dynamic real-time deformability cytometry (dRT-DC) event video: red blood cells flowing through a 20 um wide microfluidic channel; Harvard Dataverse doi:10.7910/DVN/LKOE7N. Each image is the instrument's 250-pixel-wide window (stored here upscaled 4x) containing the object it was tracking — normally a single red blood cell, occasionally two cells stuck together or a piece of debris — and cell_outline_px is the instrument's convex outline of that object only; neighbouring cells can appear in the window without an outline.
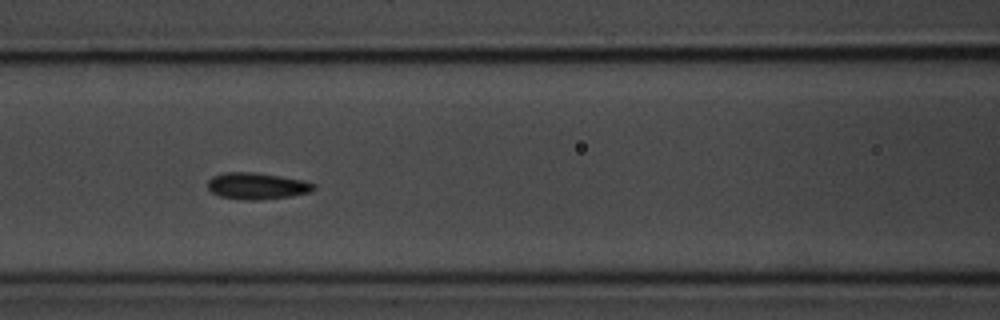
{"species": "common noctule bat (a hibernating species)", "species_latin": "Nyctalus noctula", "temperature_condition": "room temperature", "stored_images_in_passage": 24, "camera_frame_rate_fps": 3000, "um_per_image_px": 0.085, "animal": {"sex": "male", "body_mass_g": 20.1, "forearm_length_mm": 53.5}, "frame": {"image": 1, "passage_image": 14, "time_ms": 4.333, "image_size_px": [1000, 320], "cell_outline_px": [[316, 188], [308, 192], [292, 196], [260, 200], [244, 200], [220, 196], [212, 192], [208, 188], [208, 180], [212, 176], [224, 172], [256, 172], [304, 180], [316, 184]], "centroid_in_image_um": [21.84, 15.8], "position_along_channel_um": 144.8, "area_um2": 16.53}}
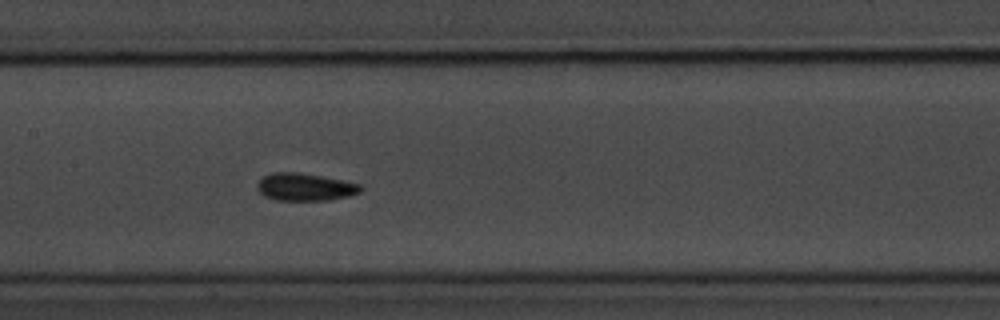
{"frame": {"image": 2, "passage_image": 17, "time_ms": 5.333, "image_size_px": [1000, 320], "cell_outline_px": [[364, 188], [360, 192], [348, 196], [328, 200], [276, 200], [264, 196], [256, 188], [256, 184], [264, 176], [272, 172], [300, 172], [344, 180], [360, 184]], "centroid_in_image_um": [25.93, 15.89], "position_along_channel_um": 181.5, "area_um2": 16.7}}